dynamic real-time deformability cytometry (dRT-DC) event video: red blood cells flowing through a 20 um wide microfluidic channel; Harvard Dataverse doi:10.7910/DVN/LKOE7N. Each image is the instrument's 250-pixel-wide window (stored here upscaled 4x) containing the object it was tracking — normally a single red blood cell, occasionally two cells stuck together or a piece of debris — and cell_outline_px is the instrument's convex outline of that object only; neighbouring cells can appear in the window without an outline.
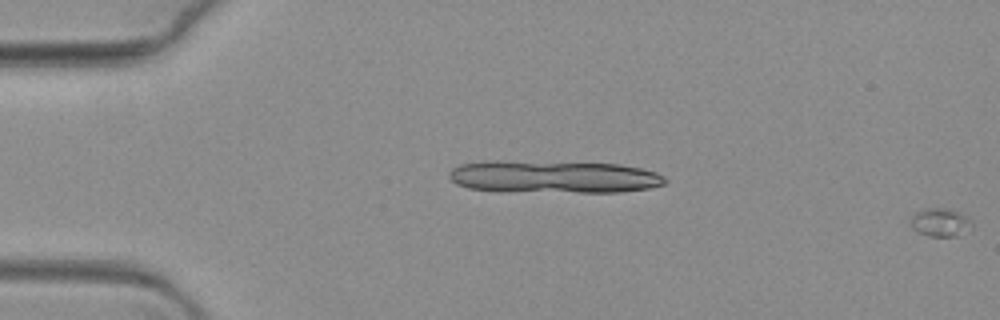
{"species": "common noctule bat (a hibernating species)", "species_latin": "Nyctalus noctula", "temperature_condition": "warm", "stored_images_in_passage": 15, "camera_frame_rate_fps": 3000, "um_per_image_px": 0.085, "animal": {"sex": "female", "body_mass_g": 19.3, "forearm_length_mm": 54.1}, "frame": {"image": 1, "passage_image": 15, "time_ms": 4.667, "image_size_px": [1000, 320], "cell_outline_px": [[972, 228], [956, 236], [928, 236], [912, 228], [912, 212], [924, 208], [944, 208], [960, 212], [972, 216]], "centroid_in_image_um": [79.98, 18.87], "position_along_channel_um": 5.0, "area_um2": 10.29}}